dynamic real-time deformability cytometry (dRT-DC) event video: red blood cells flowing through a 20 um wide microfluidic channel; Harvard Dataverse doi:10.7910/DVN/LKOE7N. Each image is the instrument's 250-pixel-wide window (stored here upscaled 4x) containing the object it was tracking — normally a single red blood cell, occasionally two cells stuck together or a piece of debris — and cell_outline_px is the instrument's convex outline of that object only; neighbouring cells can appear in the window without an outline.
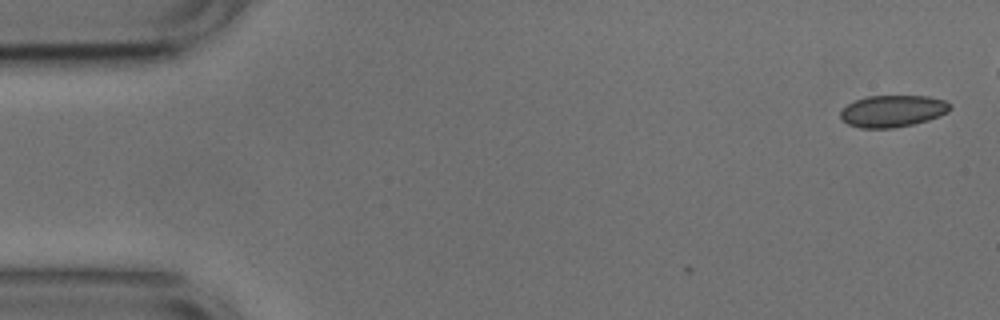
{"species": "common noctule bat (a hibernating species)", "species_latin": "Nyctalus noctula", "temperature_condition": "cold", "stored_images_in_passage": 2, "camera_frame_rate_fps": 3000, "um_per_image_px": 0.085, "animal": {"sex": "male", "body_mass_g": 17.9, "forearm_length_mm": 54.2}, "frame": {"image": 1, "passage_image": 2, "time_ms": 0.333, "image_size_px": [1000, 320], "cell_outline_px": [[952, 108], [948, 112], [940, 116], [928, 120], [912, 124], [892, 128], [860, 128], [848, 124], [840, 116], [840, 112], [848, 104], [856, 100], [868, 96], [928, 96], [944, 100], [952, 104]], "centroid_in_image_um": [75.92, 9.44], "position_along_channel_um": 9.1, "area_um2": 20.29}}